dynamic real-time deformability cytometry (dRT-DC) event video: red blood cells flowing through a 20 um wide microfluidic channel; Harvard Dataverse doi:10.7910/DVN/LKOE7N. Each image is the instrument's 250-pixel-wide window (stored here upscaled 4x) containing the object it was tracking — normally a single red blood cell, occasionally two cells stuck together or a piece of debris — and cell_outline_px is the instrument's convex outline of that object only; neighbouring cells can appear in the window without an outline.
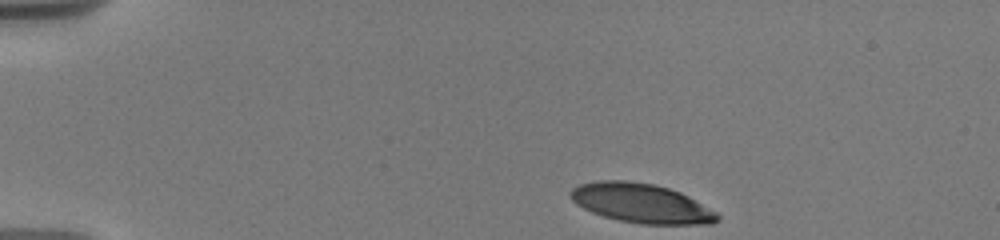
{"species": "human", "species_latin": "Homo sapiens", "temperature_condition": "warm", "stored_images_in_passage": 6, "camera_frame_rate_fps": 3000, "um_per_image_px": 0.085, "donor": {"sex": "male"}, "frame": {"image": 1, "passage_image": 1, "time_ms": 0.0, "image_size_px": [1000, 240], "cell_outline_px": [[720, 220], [712, 224], [640, 224], [620, 220], [604, 216], [592, 212], [576, 204], [568, 196], [568, 192], [572, 188], [580, 184], [596, 180], [628, 180], [652, 184], [668, 188], [680, 192], [688, 196], [716, 212], [720, 216]], "centroid_in_image_um": [54.48, 17.27], "position_along_channel_um": 30.5, "area_um2": 33.7}}
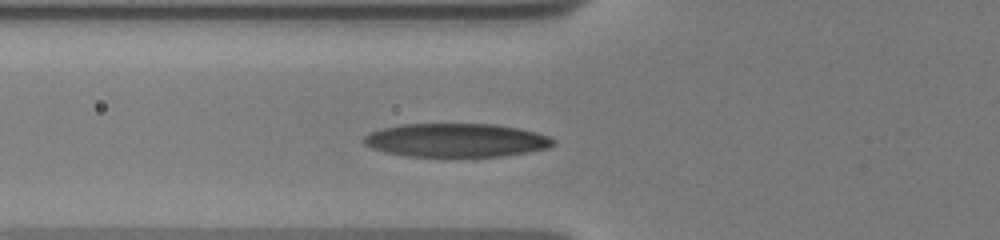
{"frame": {"image": 2, "passage_image": 6, "time_ms": 3.667, "image_size_px": [1000, 240], "cell_outline_px": [[556, 144], [548, 148], [504, 156], [408, 156], [388, 152], [372, 148], [364, 144], [364, 136], [380, 128], [404, 124], [496, 124], [520, 128], [536, 132], [548, 136], [556, 140]], "centroid_in_image_um": [38.82, 11.91], "position_along_channel_um": 87.0, "area_um2": 36.99}}